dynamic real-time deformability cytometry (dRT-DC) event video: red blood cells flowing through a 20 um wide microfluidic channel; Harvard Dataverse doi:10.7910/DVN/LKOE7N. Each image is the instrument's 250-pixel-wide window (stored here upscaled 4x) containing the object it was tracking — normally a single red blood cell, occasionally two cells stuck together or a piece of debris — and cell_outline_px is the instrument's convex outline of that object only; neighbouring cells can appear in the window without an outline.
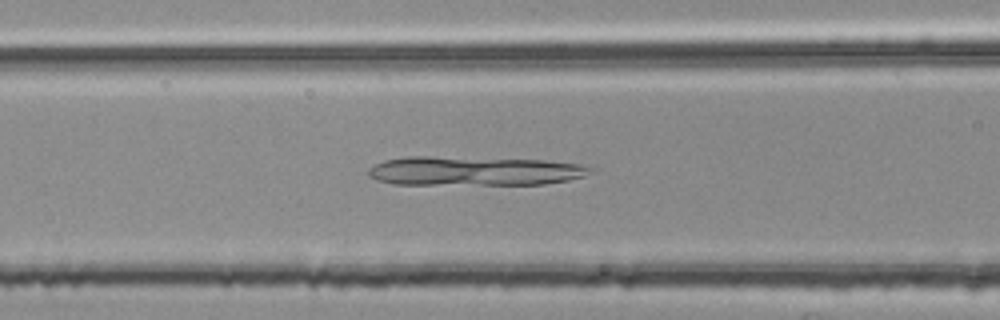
{"species": "common noctule bat (a hibernating species)", "species_latin": "Nyctalus noctula", "temperature_condition": "room temperature", "stored_images_in_passage": 38, "camera_frame_rate_fps": 3000, "um_per_image_px": 0.085, "animal": {"sex": "female", "body_mass_g": 25.1}, "frame": {"image": 1, "passage_image": 6, "time_ms": 1.667, "image_size_px": [1000, 320], "cell_outline_px": [[596, 168], [584, 176], [568, 180], [544, 184], [392, 184], [368, 176], [368, 168], [384, 160], [408, 156], [428, 156], [544, 160], [580, 164]], "centroid_in_image_um": [40.31, 14.53], "position_along_channel_um": 126.3, "area_um2": 37.69}}
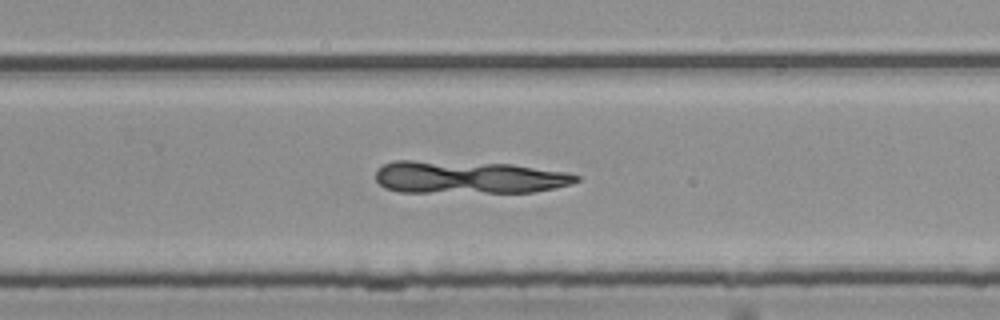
{"frame": {"image": 2, "passage_image": 19, "time_ms": 6.0, "image_size_px": [1000, 320], "cell_outline_px": [[580, 180], [572, 184], [556, 188], [532, 192], [400, 192], [384, 188], [376, 180], [376, 168], [392, 160], [412, 160], [512, 164], [568, 172], [580, 176]], "centroid_in_image_um": [39.83, 15.06], "position_along_channel_um": 290.0, "area_um2": 38.49}}
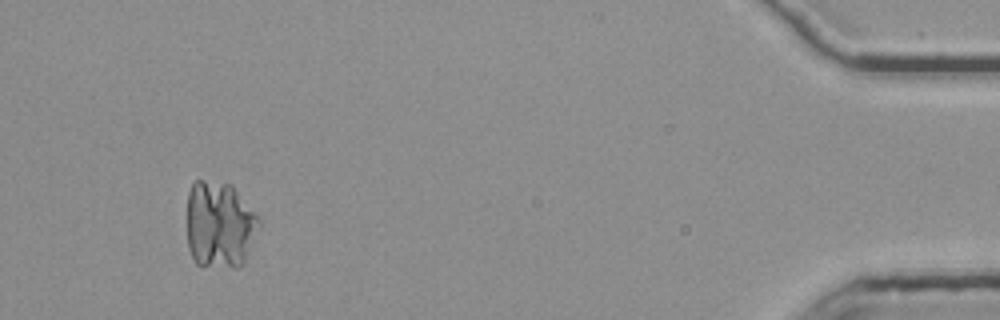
{"frame": {"image": 3, "passage_image": 35, "time_ms": 11.333, "image_size_px": [1000, 320], "cell_outline_px": [[260, 220], [244, 264], [236, 268], [232, 268], [196, 264], [188, 248], [188, 192], [192, 184], [196, 180], [204, 180], [232, 184]], "centroid_in_image_um": [18.65, 19.11], "position_along_channel_um": 416.5, "area_um2": 36.3}}